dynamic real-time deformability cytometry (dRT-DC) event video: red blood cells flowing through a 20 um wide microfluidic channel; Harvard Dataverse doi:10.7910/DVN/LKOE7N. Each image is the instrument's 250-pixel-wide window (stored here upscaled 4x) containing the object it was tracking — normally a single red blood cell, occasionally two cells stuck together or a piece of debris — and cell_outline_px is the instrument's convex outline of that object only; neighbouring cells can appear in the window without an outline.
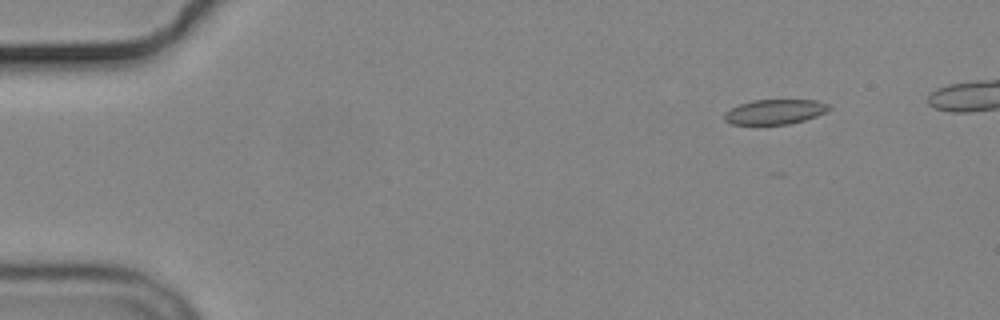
{"species": "common noctule bat (a hibernating species)", "species_latin": "Nyctalus noctula", "temperature_condition": "cold", "stored_images_in_passage": 4, "camera_frame_rate_fps": 3000, "um_per_image_px": 0.085, "animal": {"sex": "male", "body_mass_g": 19.2, "forearm_length_mm": 51.8}, "frame": {"image": 1, "passage_image": 2, "time_ms": 1.0, "image_size_px": [1000, 320], "cell_outline_px": [[832, 108], [828, 112], [804, 120], [788, 124], [732, 124], [724, 120], [724, 112], [740, 104], [752, 100], [816, 100], [832, 104]], "centroid_in_image_um": [65.92, 9.49], "position_along_channel_um": 19.1, "area_um2": 15.26}}
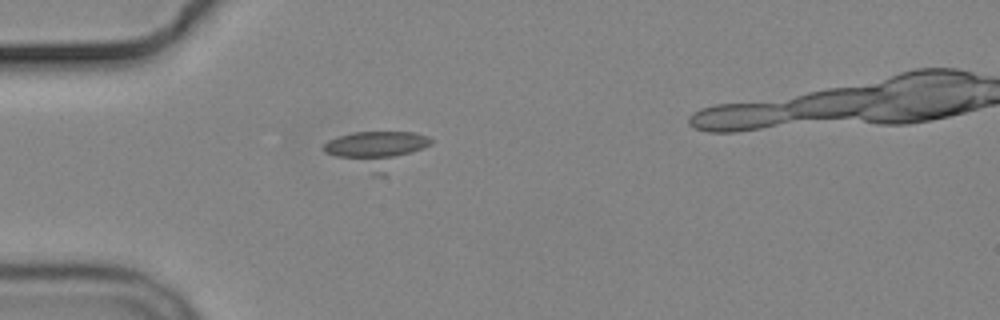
{"frame": {"image": 2, "passage_image": 4, "time_ms": 4.333, "image_size_px": [1000, 320], "cell_outline_px": [[432, 144], [384, 176], [372, 176], [324, 152], [324, 144], [328, 140], [352, 132], [416, 132], [428, 136], [432, 140]], "centroid_in_image_um": [32.04, 12.74], "position_along_channel_um": 53.0, "area_um2": 23.29}}